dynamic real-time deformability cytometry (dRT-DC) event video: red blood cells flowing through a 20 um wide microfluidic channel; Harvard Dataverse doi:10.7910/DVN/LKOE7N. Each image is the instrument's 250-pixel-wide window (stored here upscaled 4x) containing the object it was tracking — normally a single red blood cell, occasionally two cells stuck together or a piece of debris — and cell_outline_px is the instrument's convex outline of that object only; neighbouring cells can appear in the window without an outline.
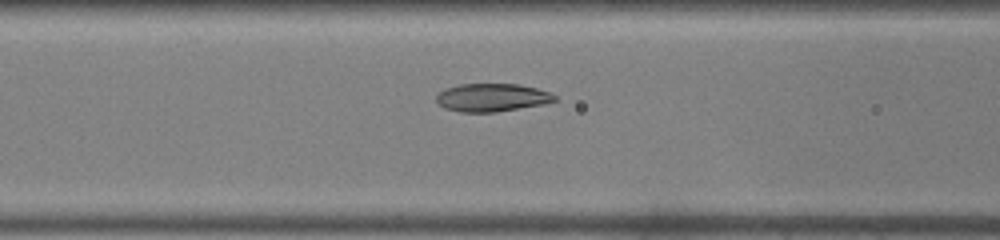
{"species": "common noctule bat (a hibernating species)", "species_latin": "Nyctalus noctula", "temperature_condition": "warm", "stored_images_in_passage": 36, "camera_frame_rate_fps": 3000, "um_per_image_px": 0.085, "animal": {"sex": "male", "body_mass_g": 19.0, "forearm_length_mm": 50.8}, "frame": {"image": 1, "passage_image": 14, "time_ms": 4.333, "image_size_px": [1000, 240], "cell_outline_px": [[556, 100], [544, 104], [496, 112], [460, 112], [444, 108], [436, 100], [436, 96], [444, 88], [460, 84], [520, 84], [552, 92], [556, 96]], "centroid_in_image_um": [41.83, 8.28], "position_along_channel_um": 124.8, "area_um2": 19.42}}
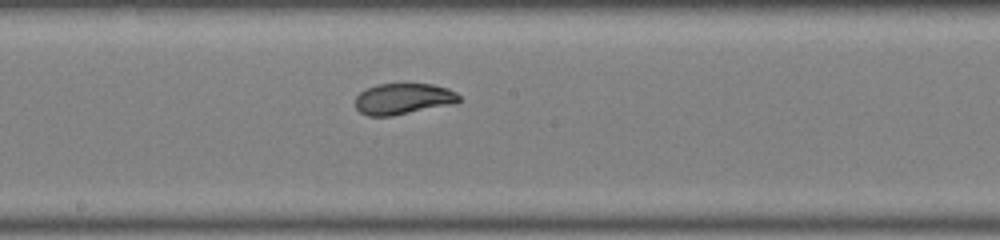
{"frame": {"image": 2, "passage_image": 20, "time_ms": 6.333, "image_size_px": [1000, 240], "cell_outline_px": [[460, 100], [456, 104], [392, 116], [368, 116], [360, 112], [356, 108], [356, 96], [364, 88], [376, 84], [432, 84], [448, 88], [456, 92], [460, 96]], "centroid_in_image_um": [34.28, 8.4], "position_along_channel_um": 213.9, "area_um2": 19.07}}
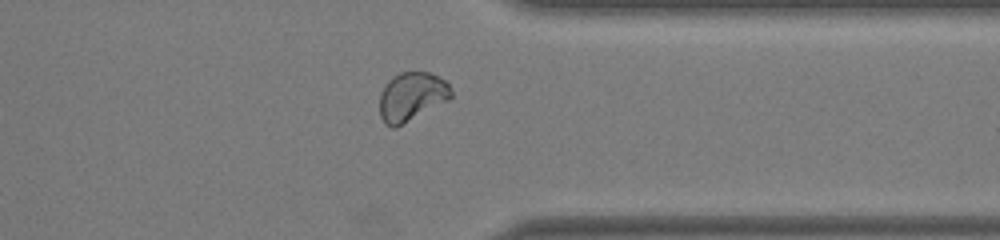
{"frame": {"image": 3, "passage_image": 31, "time_ms": 10.0, "image_size_px": [1000, 240], "cell_outline_px": [[452, 96], [448, 100], [396, 128], [392, 128], [384, 124], [380, 116], [380, 92], [388, 80], [392, 76], [400, 72], [428, 72], [444, 80], [448, 84], [452, 92]], "centroid_in_image_um": [34.95, 8.22], "position_along_channel_um": 376.4, "area_um2": 20.35}}